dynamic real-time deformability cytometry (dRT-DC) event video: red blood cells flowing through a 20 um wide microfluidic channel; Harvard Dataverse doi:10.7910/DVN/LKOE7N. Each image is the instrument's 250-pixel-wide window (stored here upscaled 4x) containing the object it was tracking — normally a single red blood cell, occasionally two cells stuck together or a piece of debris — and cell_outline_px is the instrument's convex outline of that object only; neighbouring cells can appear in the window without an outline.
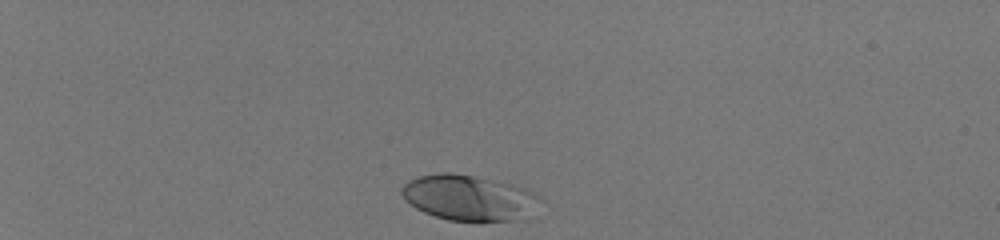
{"species": "human", "species_latin": "Homo sapiens", "temperature_condition": "room temperature", "stored_images_in_passage": 35, "camera_frame_rate_fps": 3000, "um_per_image_px": 0.085, "donor": {"sex": "male"}, "frame": {"image": 1, "passage_image": 1, "time_ms": 0.0, "image_size_px": [1000, 240], "cell_outline_px": [[544, 200], [516, 220], [448, 220], [424, 212], [416, 208], [400, 192], [400, 188], [408, 180], [420, 176], [440, 172], [448, 172], [472, 176], [508, 184], [524, 188], [536, 192]], "centroid_in_image_um": [39.82, 16.79], "position_along_channel_um": 45.2, "area_um2": 35.84}}
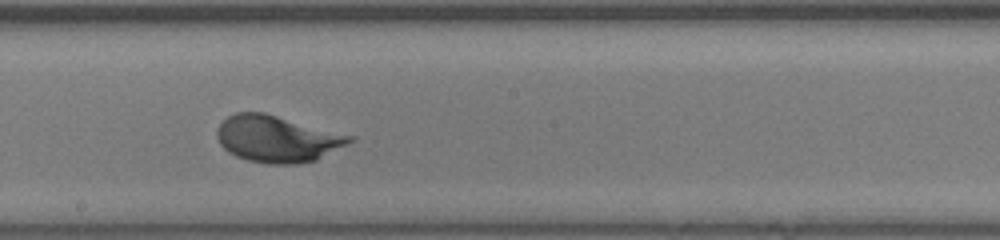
{"frame": {"image": 2, "passage_image": 20, "time_ms": 6.333, "image_size_px": [1000, 240], "cell_outline_px": [[356, 140], [316, 160], [296, 164], [268, 164], [248, 160], [236, 156], [228, 152], [220, 144], [216, 136], [216, 132], [220, 124], [228, 116], [236, 112], [264, 112], [356, 136]], "centroid_in_image_um": [23.59, 11.8], "position_along_channel_um": 224.6, "area_um2": 36.24}}
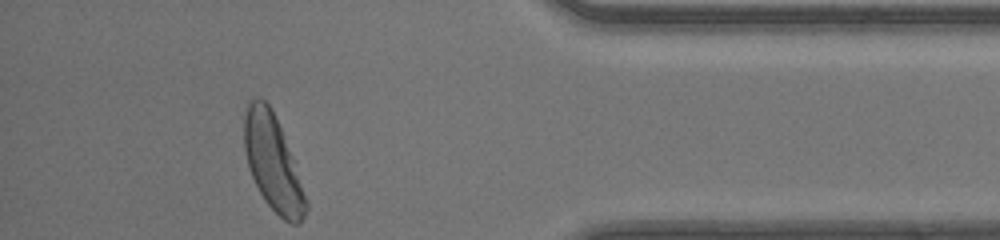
{"frame": {"image": 3, "passage_image": 35, "time_ms": 11.333, "image_size_px": [1000, 240], "cell_outline_px": [[308, 208], [300, 224], [292, 224], [284, 220], [264, 200], [252, 176], [248, 164], [244, 148], [244, 116], [248, 100], [256, 96], [260, 96], [268, 104], [280, 128], [292, 156], [308, 204]], "centroid_in_image_um": [23.18, 13.83], "position_along_channel_um": 412.0, "area_um2": 33.81}, "authors_computed_cell_mechanics": {"area_um2": 34.3332, "velocity_mm_per_s": 4.1531, "shape_relaxation_time_tau1_ms": 1.766, "shape_relaxation_time_tau2_ms": null, "deformation_change_tau1": 0.1547, "deformation_change_tau2": null}}